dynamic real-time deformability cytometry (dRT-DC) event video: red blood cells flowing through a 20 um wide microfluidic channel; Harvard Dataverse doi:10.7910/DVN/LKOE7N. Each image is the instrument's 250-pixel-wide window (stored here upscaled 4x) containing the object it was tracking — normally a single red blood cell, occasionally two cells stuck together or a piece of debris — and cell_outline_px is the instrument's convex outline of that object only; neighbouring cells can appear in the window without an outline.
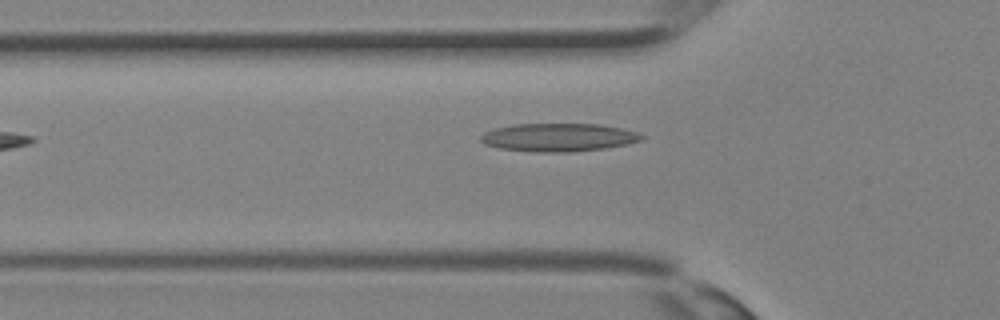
{"species": "Egyptian fruit bat (a non-hibernating species)", "species_latin": "Rousettus aegyptiacus", "temperature_condition": "room temperature", "stored_images_in_passage": 24, "camera_frame_rate_fps": 3000, "um_per_image_px": 0.085, "animal": {"sex": "female"}, "frame": {"image": 1, "passage_image": 3, "time_ms": 0.667, "image_size_px": [1000, 320], "cell_outline_px": [[644, 136], [640, 140], [624, 144], [604, 148], [572, 152], [536, 152], [500, 148], [484, 144], [480, 140], [480, 136], [484, 132], [496, 128], [512, 124], [600, 124], [620, 128], [636, 132]], "centroid_in_image_um": [47.42, 11.67], "position_along_channel_um": 78.4, "area_um2": 26.18}}
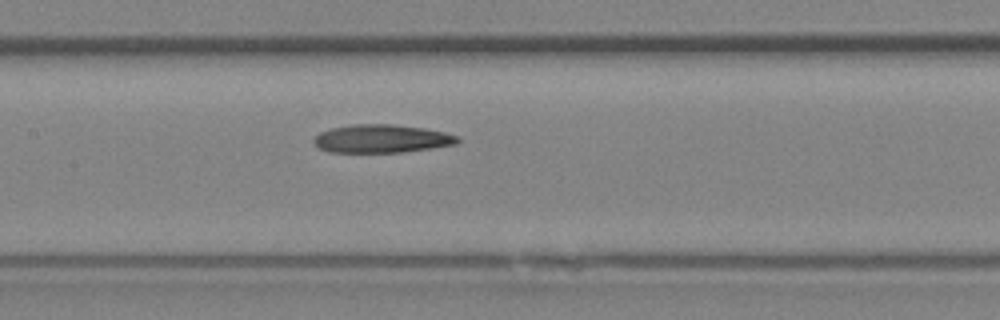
{"frame": {"image": 2, "passage_image": 8, "time_ms": 2.333, "image_size_px": [1000, 320], "cell_outline_px": [[460, 140], [456, 144], [432, 148], [400, 152], [328, 152], [320, 148], [312, 140], [320, 132], [332, 128], [352, 124], [392, 124], [424, 128], [444, 132], [460, 136]], "centroid_in_image_um": [32.46, 11.78], "position_along_channel_um": 174.9, "area_um2": 23.58}}
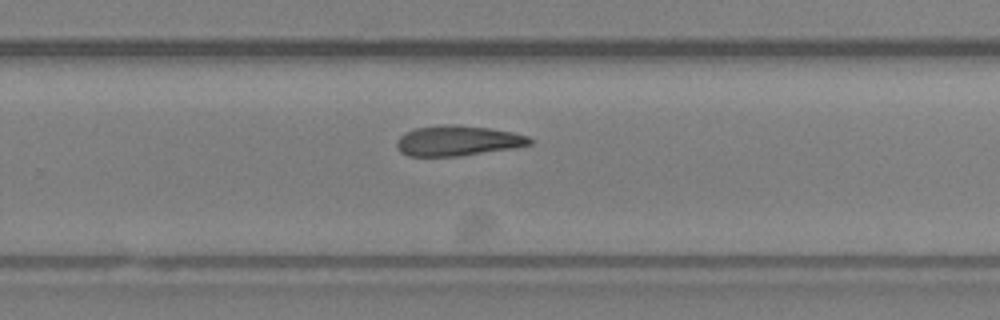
{"frame": {"image": 3, "passage_image": 14, "time_ms": 4.333, "image_size_px": [1000, 320], "cell_outline_px": [[532, 144], [512, 148], [456, 156], [408, 156], [400, 152], [396, 148], [396, 140], [404, 132], [416, 128], [444, 124], [456, 124], [488, 128], [512, 132], [528, 136], [532, 140]], "centroid_in_image_um": [38.85, 11.95], "position_along_channel_um": 290.9, "area_um2": 23.41}}